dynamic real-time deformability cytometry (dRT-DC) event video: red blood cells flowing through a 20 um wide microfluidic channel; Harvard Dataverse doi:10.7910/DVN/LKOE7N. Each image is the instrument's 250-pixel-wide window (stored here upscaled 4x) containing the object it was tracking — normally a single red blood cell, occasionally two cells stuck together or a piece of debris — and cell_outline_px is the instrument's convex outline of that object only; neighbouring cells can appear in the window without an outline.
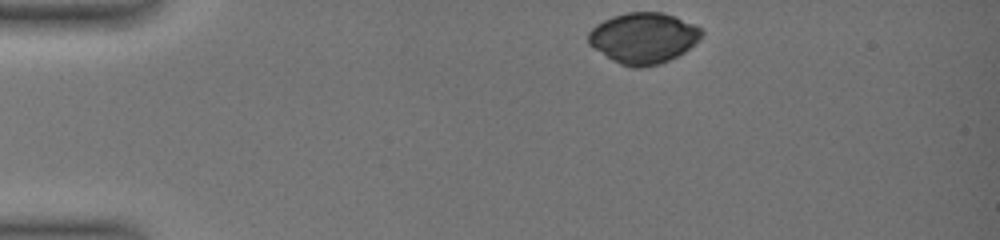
{"species": "common noctule bat (a hibernating species)", "species_latin": "Nyctalus noctula", "temperature_condition": "warm", "stored_images_in_passage": 38, "camera_frame_rate_fps": 3000, "um_per_image_px": 0.085, "animal": {"sex": "female", "body_mass_g": 19.0, "forearm_length_mm": 51.5}, "frame": {"image": 1, "passage_image": 1, "time_ms": 0.0, "image_size_px": [1000, 240], "cell_outline_px": [[704, 32], [700, 40], [684, 52], [660, 64], [644, 68], [632, 68], [620, 64], [612, 60], [592, 48], [588, 44], [588, 32], [596, 24], [612, 16], [628, 12], [664, 12], [692, 24], [700, 28]], "centroid_in_image_um": [54.66, 3.24], "position_along_channel_um": 30.3, "area_um2": 33.7}}
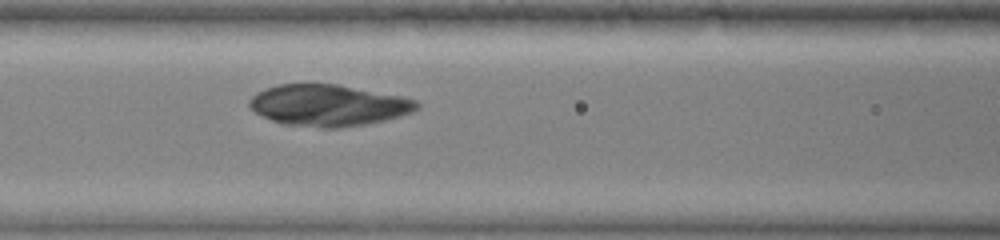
{"frame": {"image": 2, "passage_image": 15, "time_ms": 4.667, "image_size_px": [1000, 240], "cell_outline_px": [[420, 108], [412, 112], [400, 116], [384, 120], [364, 124], [340, 128], [320, 128], [284, 124], [272, 120], [256, 112], [248, 104], [248, 100], [256, 92], [264, 88], [276, 84], [336, 84], [404, 96], [416, 100], [420, 104]], "centroid_in_image_um": [27.92, 8.94], "position_along_channel_um": 138.7, "area_um2": 40.58}}
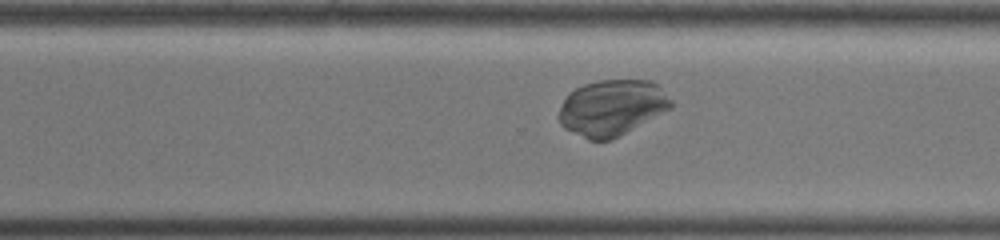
{"frame": {"image": 3, "passage_image": 29, "time_ms": 9.333, "image_size_px": [1000, 240], "cell_outline_px": [[672, 108], [620, 136], [612, 140], [588, 140], [564, 128], [560, 124], [556, 116], [568, 92], [584, 84], [600, 80], [648, 80], [656, 84], [672, 100]], "centroid_in_image_um": [51.98, 9.16], "position_along_channel_um": 318.6, "area_um2": 36.65}}